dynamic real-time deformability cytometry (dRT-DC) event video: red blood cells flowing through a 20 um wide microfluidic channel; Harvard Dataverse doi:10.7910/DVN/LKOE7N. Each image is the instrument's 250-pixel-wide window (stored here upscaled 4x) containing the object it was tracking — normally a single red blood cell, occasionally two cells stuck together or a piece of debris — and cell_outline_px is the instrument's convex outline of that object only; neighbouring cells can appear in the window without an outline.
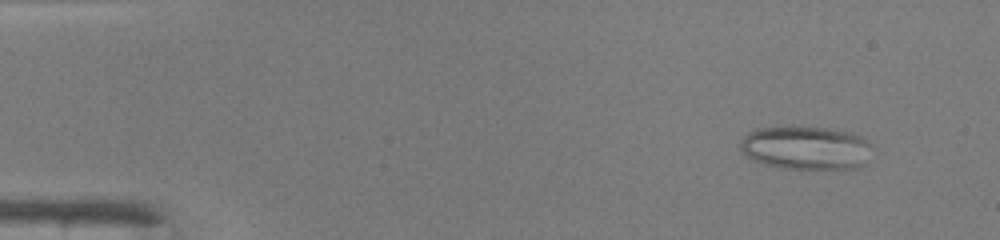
{"species": "common noctule bat (a hibernating species)", "species_latin": "Nyctalus noctula", "temperature_condition": "warm", "stored_images_in_passage": 48, "segment_of_instrument_passage": [1, 2], "camera_frame_rate_fps": 3000, "um_per_image_px": 0.085, "animal": {"sex": "male", "body_mass_g": 19.0, "forearm_length_mm": 50.8}, "frame": {"image": 1, "passage_image": 5, "time_ms": 1.333, "image_size_px": [1000, 240], "cell_outline_px": [[868, 160], [864, 164], [856, 168], [784, 168], [768, 164], [756, 160], [748, 156], [740, 148], [740, 140], [748, 132], [756, 128], [828, 128], [852, 132], [868, 140]], "centroid_in_image_um": [68.51, 12.56], "position_along_channel_um": 16.5, "area_um2": 32.6}}